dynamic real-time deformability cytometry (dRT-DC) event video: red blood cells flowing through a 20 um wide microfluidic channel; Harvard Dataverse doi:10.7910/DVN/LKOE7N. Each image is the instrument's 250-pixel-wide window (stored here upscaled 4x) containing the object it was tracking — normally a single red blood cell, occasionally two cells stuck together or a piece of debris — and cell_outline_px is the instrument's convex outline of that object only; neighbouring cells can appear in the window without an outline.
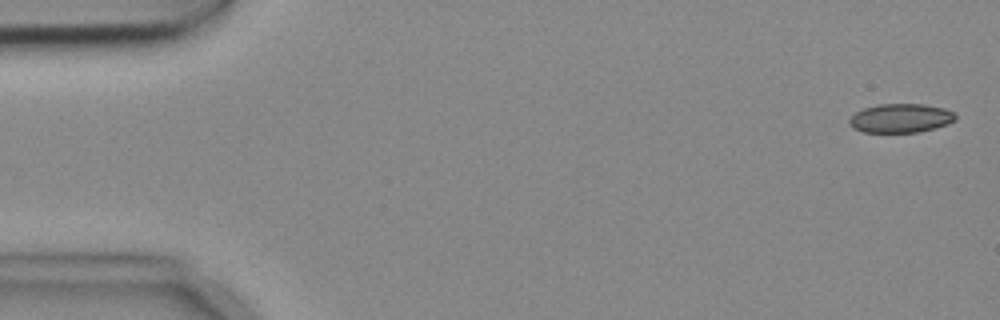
{"species": "common noctule bat (a hibernating species)", "species_latin": "Nyctalus noctula", "temperature_condition": "cold", "stored_images_in_passage": 5, "camera_frame_rate_fps": 3000, "um_per_image_px": 0.085, "animal": {"sex": "female", "body_mass_g": 18.4}, "frame": {"image": 1, "passage_image": 1, "time_ms": 0.0, "image_size_px": [1000, 320], "cell_outline_px": [[956, 120], [948, 124], [920, 132], [864, 132], [852, 128], [848, 124], [848, 120], [856, 112], [864, 108], [880, 104], [924, 104], [944, 108], [952, 112], [956, 116]], "centroid_in_image_um": [76.55, 10.05], "position_along_channel_um": 8.5, "area_um2": 17.92}}
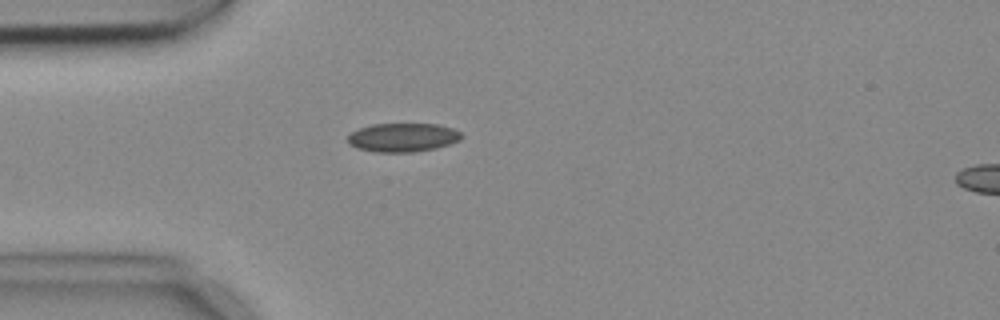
{"frame": {"image": 2, "passage_image": 4, "time_ms": 1.0, "image_size_px": [1000, 320], "cell_outline_px": [[464, 136], [460, 140], [448, 144], [432, 148], [412, 152], [376, 152], [356, 148], [348, 144], [348, 136], [352, 132], [360, 128], [372, 124], [436, 124], [452, 128], [460, 132]], "centroid_in_image_um": [34.22, 11.68], "position_along_channel_um": 50.8, "area_um2": 18.9}}